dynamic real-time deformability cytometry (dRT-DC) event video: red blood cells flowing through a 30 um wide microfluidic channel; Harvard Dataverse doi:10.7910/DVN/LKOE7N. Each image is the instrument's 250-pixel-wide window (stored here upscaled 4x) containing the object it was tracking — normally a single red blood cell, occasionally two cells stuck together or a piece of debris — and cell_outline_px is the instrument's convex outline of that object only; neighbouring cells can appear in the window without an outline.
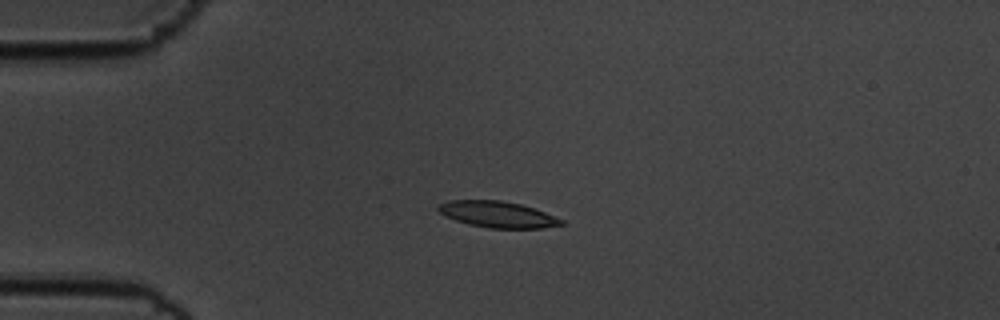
{"species": "common noctule bat (a hibernating species)", "species_latin": "Nyctalus noctula", "temperature_condition": "cold", "stored_images_in_passage": 44, "camera_frame_rate_fps": 3000, "um_per_image_px": 0.085, "animal": {"sex": "male", "body_mass_g": 19.5, "forearm_length_mm": 54.6}, "frame": {"image": 1, "passage_image": 1, "time_ms": 0.0, "image_size_px": [1000, 320], "cell_outline_px": [[564, 224], [540, 228], [488, 228], [468, 224], [444, 216], [436, 208], [440, 204], [448, 200], [500, 200], [520, 204], [544, 212], [564, 220]], "centroid_in_image_um": [42.26, 18.22], "position_along_channel_um": 42.7, "area_um2": 18.67}}
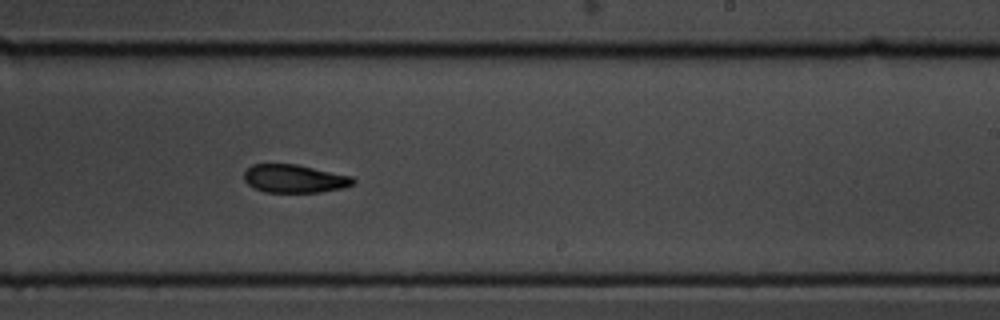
{"frame": {"image": 2, "passage_image": 22, "time_ms": 7.0, "image_size_px": [1000, 320], "cell_outline_px": [[356, 180], [352, 184], [340, 188], [320, 192], [264, 192], [252, 188], [244, 180], [244, 172], [252, 164], [296, 164], [352, 176]], "centroid_in_image_um": [24.99, 15.18], "position_along_channel_um": 264.0, "area_um2": 17.86}}
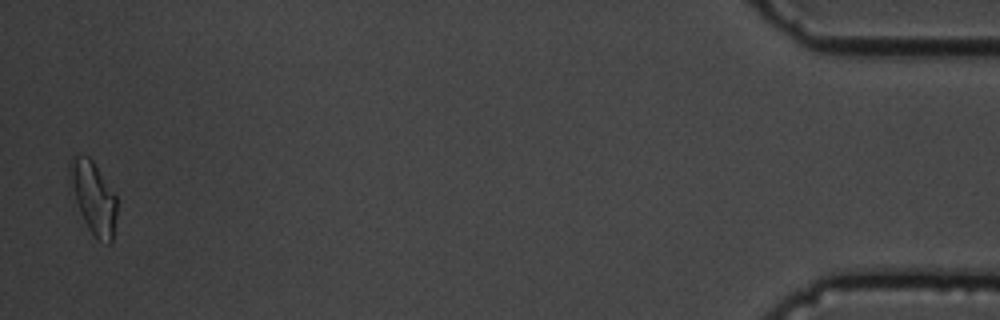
{"frame": {"image": 3, "passage_image": 43, "time_ms": 14.0, "image_size_px": [1000, 320], "cell_outline_px": [[116, 216], [112, 240], [108, 244], [100, 240], [88, 228], [80, 212], [76, 200], [68, 168], [68, 164], [72, 156], [88, 156], [92, 160], [116, 196]], "centroid_in_image_um": [7.95, 16.78], "position_along_channel_um": 427.3, "area_um2": 19.07}, "authors_computed_cell_mechanics": {"area_um2": 19.0162, "velocity_mm_per_s": 3.5306, "shape_relaxation_time_tau1_ms": 3.2043, "shape_relaxation_time_tau2_ms": 7.2536, "deformation_change_tau1": 0.125, "deformation_change_tau2": 0.1352}}